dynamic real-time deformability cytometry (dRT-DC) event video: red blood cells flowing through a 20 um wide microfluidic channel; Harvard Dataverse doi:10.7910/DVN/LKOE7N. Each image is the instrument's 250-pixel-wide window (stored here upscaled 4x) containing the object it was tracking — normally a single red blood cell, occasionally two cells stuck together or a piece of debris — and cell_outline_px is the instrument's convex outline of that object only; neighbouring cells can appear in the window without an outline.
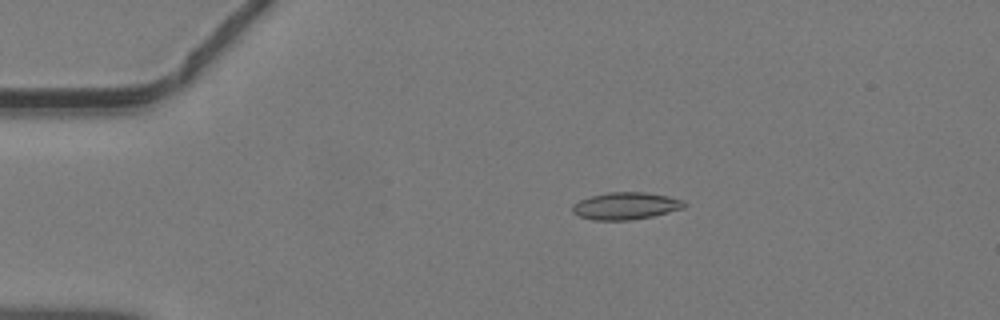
{"species": "common noctule bat (a hibernating species)", "species_latin": "Nyctalus noctula", "temperature_condition": "warm", "stored_images_in_passage": 47, "camera_frame_rate_fps": 3000, "um_per_image_px": 0.085, "animal": {"sex": "male", "body_mass_g": 19.2, "forearm_length_mm": 51.8}, "frame": {"image": 1, "passage_image": 10, "time_ms": 3.0, "image_size_px": [1000, 320], "cell_outline_px": [[688, 204], [684, 208], [652, 216], [632, 220], [592, 220], [580, 216], [572, 212], [572, 204], [580, 200], [592, 196], [608, 192], [644, 192], [668, 196], [684, 200]], "centroid_in_image_um": [53.2, 17.5], "position_along_channel_um": 31.8, "area_um2": 17.74}}
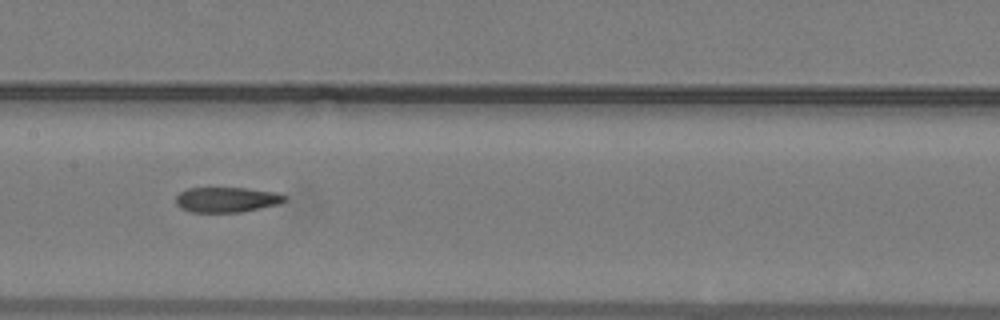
{"frame": {"image": 2, "passage_image": 24, "time_ms": 7.667, "image_size_px": [1000, 320], "cell_outline_px": [[288, 200], [280, 204], [240, 212], [192, 212], [180, 208], [176, 204], [176, 196], [180, 192], [188, 188], [244, 188], [276, 192], [288, 196]], "centroid_in_image_um": [19.3, 16.97], "position_along_channel_um": 188.1, "area_um2": 16.07}}
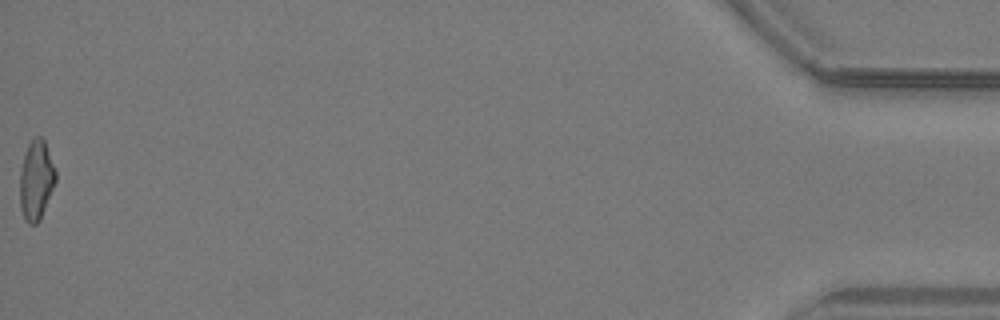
{"frame": {"image": 3, "passage_image": 47, "time_ms": 15.333, "image_size_px": [1000, 320], "cell_outline_px": [[56, 180], [40, 220], [36, 224], [28, 224], [24, 220], [20, 208], [20, 172], [24, 156], [28, 144], [36, 136], [40, 136], [44, 140], [56, 172]], "centroid_in_image_um": [3.06, 15.35], "position_along_channel_um": 432.1, "area_um2": 16.47}}